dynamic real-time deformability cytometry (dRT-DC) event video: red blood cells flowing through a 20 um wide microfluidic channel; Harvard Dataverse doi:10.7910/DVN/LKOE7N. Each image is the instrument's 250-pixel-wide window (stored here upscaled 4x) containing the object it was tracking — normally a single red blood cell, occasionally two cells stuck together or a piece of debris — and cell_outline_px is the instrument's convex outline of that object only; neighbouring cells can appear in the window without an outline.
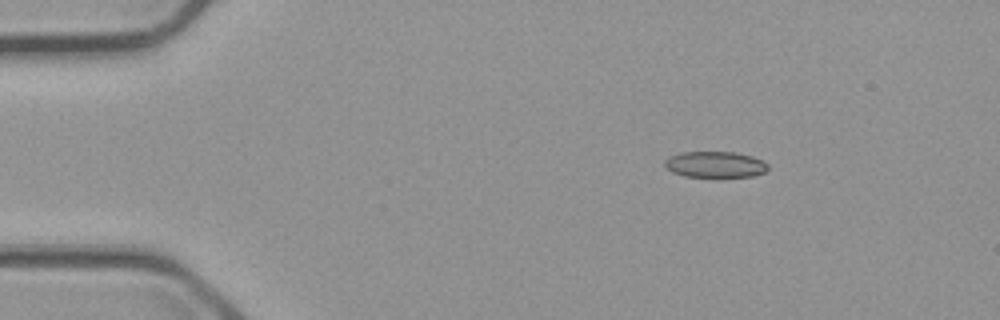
{"species": "common noctule bat (a hibernating species)", "species_latin": "Nyctalus noctula", "temperature_condition": "cold", "stored_images_in_passage": 3, "camera_frame_rate_fps": 3000, "um_per_image_px": 0.085, "animal": {"sex": "male", "body_mass_g": 23.1, "forearm_length_mm": 52.7}, "frame": {"image": 1, "passage_image": 2, "time_ms": 1.0, "image_size_px": [1000, 320], "cell_outline_px": [[768, 168], [764, 172], [752, 176], [684, 176], [672, 172], [664, 168], [664, 160], [668, 156], [680, 152], [732, 152], [752, 156], [764, 160], [768, 164]], "centroid_in_image_um": [60.74, 13.97], "position_along_channel_um": 24.3, "area_um2": 15.72}}
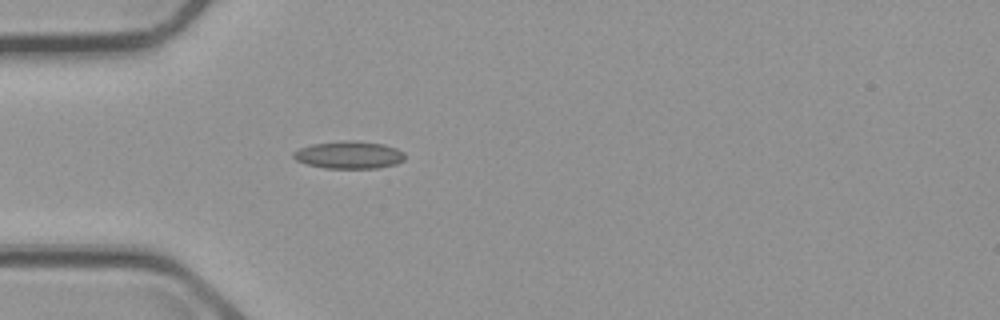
{"frame": {"image": 2, "passage_image": 3, "time_ms": 3.667, "image_size_px": [1000, 320], "cell_outline_px": [[404, 160], [396, 164], [380, 168], [324, 168], [308, 164], [296, 160], [292, 156], [292, 152], [300, 148], [312, 144], [344, 140], [352, 140], [384, 144], [396, 148], [404, 152]], "centroid_in_image_um": [29.67, 13.16], "position_along_channel_um": 55.3, "area_um2": 17.92}}